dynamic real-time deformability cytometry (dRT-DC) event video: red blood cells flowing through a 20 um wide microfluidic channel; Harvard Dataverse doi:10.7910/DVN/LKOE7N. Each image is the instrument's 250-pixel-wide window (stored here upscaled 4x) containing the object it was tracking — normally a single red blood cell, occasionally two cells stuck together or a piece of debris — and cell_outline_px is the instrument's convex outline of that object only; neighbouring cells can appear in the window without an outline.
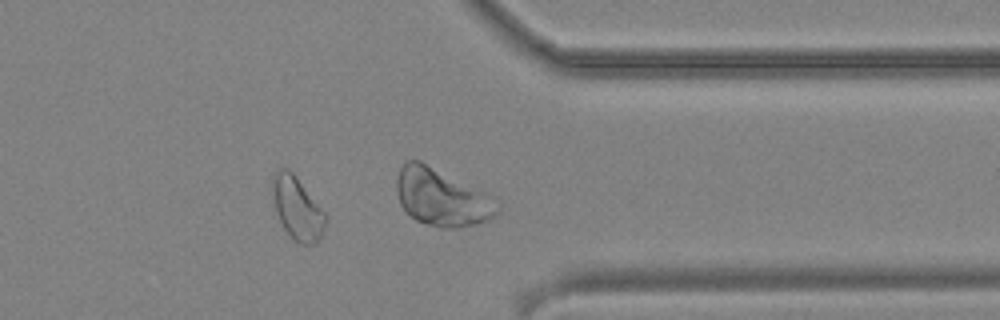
{"species": "common noctule bat (a hibernating species)", "species_latin": "Nyctalus noctula", "temperature_condition": "cold", "stored_images_in_passage": 35, "camera_frame_rate_fps": 3000, "um_per_image_px": 0.085, "animal": {"sex": "male", "body_mass_g": 19.2, "forearm_length_mm": 51.8}, "frame": {"image": 1, "passage_image": 25, "time_ms": 8.0, "image_size_px": [1000, 320], "cell_outline_px": [[328, 220], [316, 244], [300, 244], [284, 228], [276, 212], [272, 196], [272, 176], [276, 168], [288, 168], [296, 176], [328, 216]], "centroid_in_image_um": [25.26, 17.66], "position_along_channel_um": 386.1, "area_um2": 19.42}}